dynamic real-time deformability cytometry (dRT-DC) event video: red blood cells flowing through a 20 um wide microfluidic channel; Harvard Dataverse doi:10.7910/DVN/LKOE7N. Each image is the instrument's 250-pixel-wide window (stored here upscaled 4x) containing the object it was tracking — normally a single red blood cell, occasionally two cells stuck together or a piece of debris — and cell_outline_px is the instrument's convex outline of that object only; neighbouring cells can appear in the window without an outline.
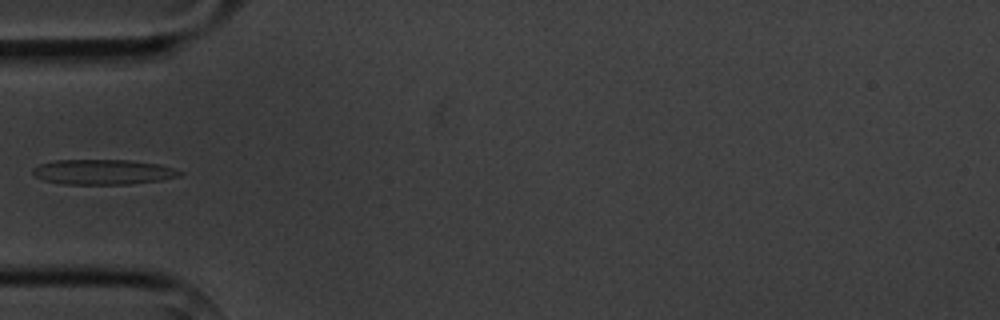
{"species": "common noctule bat (a hibernating species)", "species_latin": "Nyctalus noctula", "temperature_condition": "cold", "stored_images_in_passage": 5, "camera_frame_rate_fps": 3000, "um_per_image_px": 0.085, "animal": {"sex": "male", "body_mass_g": 20.1, "forearm_length_mm": 53.5}, "frame": {"image": 1, "passage_image": 5, "time_ms": 5.667, "image_size_px": [1000, 320], "cell_outline_px": [[184, 172], [180, 176], [164, 180], [132, 184], [64, 184], [44, 180], [36, 176], [32, 172], [32, 168], [40, 164], [52, 160], [128, 160], [160, 164]], "centroid_in_image_um": [8.79, 14.62], "position_along_channel_um": 76.2, "area_um2": 21.62}}